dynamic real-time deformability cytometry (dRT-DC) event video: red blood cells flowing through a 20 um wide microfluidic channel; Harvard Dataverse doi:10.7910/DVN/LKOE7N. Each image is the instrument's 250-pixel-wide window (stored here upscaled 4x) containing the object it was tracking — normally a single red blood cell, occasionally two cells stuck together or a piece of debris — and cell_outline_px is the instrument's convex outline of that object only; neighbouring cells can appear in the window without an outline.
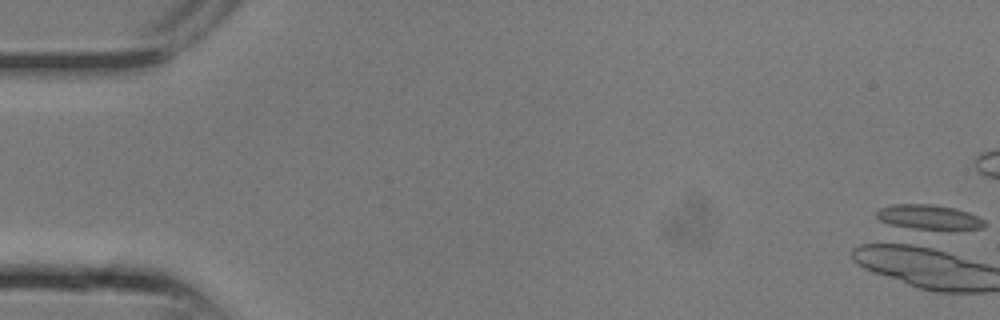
{"species": "common noctule bat (a hibernating species)", "species_latin": "Nyctalus noctula", "temperature_condition": "room temperature", "stored_images_in_passage": 11, "camera_frame_rate_fps": 3000, "um_per_image_px": 0.085, "animal": {"sex": "male", "body_mass_g": 13.3}, "frame": {"image": 1, "passage_image": 1, "time_ms": 0.0, "image_size_px": [1000, 320], "cell_outline_px": [[984, 224], [976, 228], [928, 232], [904, 228], [884, 220], [880, 216], [884, 208], [904, 204], [908, 204], [948, 208], [964, 212], [980, 220]], "centroid_in_image_um": [78.98, 18.55], "position_along_channel_um": 6.0, "area_um2": 14.39}}
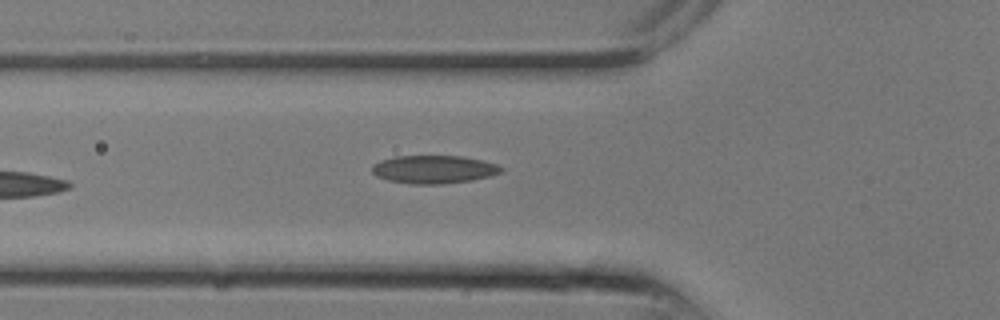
{"frame": {"image": 2, "passage_image": 11, "time_ms": 3.333, "image_size_px": [1000, 320], "cell_outline_px": [[500, 168], [496, 172], [484, 176], [464, 180], [392, 180], [380, 176], [372, 168], [376, 164], [384, 160], [404, 156], [456, 156], [476, 160], [492, 164]], "centroid_in_image_um": [36.83, 14.31], "position_along_channel_um": 89.0, "area_um2": 17.98}}